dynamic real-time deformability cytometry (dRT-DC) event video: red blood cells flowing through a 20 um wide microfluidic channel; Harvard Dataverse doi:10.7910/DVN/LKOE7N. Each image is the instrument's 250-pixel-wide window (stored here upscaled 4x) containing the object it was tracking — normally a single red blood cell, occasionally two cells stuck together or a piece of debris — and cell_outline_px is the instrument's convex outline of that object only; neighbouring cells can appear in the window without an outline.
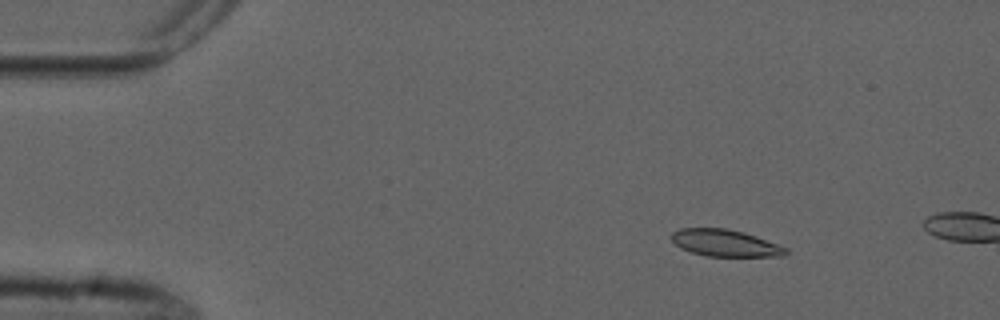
{"species": "common noctule bat (a hibernating species)", "species_latin": "Nyctalus noctula", "temperature_condition": "cold", "stored_images_in_passage": 4, "camera_frame_rate_fps": 3000, "um_per_image_px": 0.085, "animal": {"sex": "male", "forearm_length_mm": 52.5}, "frame": {"image": 1, "passage_image": 2, "time_ms": 1.333, "image_size_px": [1000, 320], "cell_outline_px": [[788, 252], [784, 256], [704, 256], [680, 248], [668, 236], [672, 232], [680, 228], [728, 228], [744, 232], [756, 236], [788, 248]], "centroid_in_image_um": [61.61, 20.65], "position_along_channel_um": 23.4, "area_um2": 18.03}}